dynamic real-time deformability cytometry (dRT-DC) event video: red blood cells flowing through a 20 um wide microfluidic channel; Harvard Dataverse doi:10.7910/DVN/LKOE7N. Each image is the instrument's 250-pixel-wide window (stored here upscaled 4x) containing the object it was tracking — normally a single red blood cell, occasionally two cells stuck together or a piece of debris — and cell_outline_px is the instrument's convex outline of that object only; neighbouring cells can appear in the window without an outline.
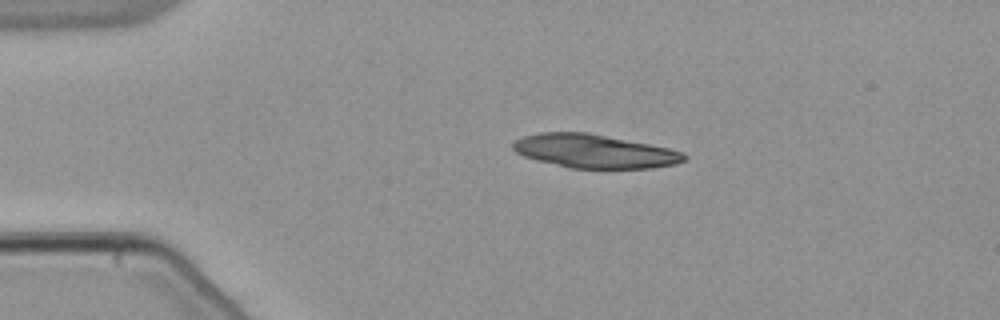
{"species": "common noctule bat (a hibernating species)", "species_latin": "Nyctalus noctula", "temperature_condition": "warm", "stored_images_in_passage": 51, "camera_frame_rate_fps": 3000, "um_per_image_px": 0.085, "animal": {"sex": "male", "body_mass_g": 21.5, "forearm_length_mm": 52.0}, "frame": {"image": 1, "passage_image": 10, "time_ms": 3.0, "image_size_px": [1000, 320], "cell_outline_px": [[688, 156], [684, 160], [676, 164], [652, 168], [568, 168], [536, 160], [524, 156], [516, 152], [512, 148], [512, 144], [516, 140], [524, 136], [540, 132], [588, 132], [668, 148], [684, 152]], "centroid_in_image_um": [50.51, 12.85], "position_along_channel_um": 34.5, "area_um2": 33.47}}
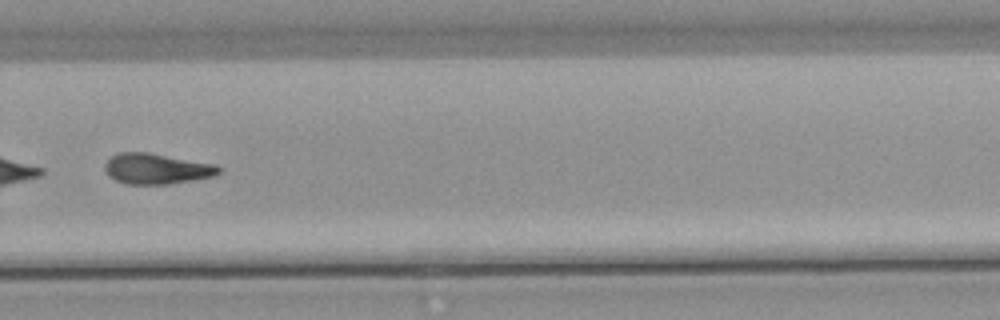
{"frame": {"image": 2, "passage_image": 36, "time_ms": 11.667, "image_size_px": [1000, 320], "cell_outline_px": [[220, 172], [212, 176], [192, 180], [168, 184], [128, 184], [116, 180], [108, 176], [104, 168], [104, 164], [112, 156], [120, 152], [148, 152], [216, 164], [220, 168]], "centroid_in_image_um": [13.29, 14.34], "position_along_channel_um": 316.5, "area_um2": 20.23}, "authors_computed_cell_mechanics": {"area_um2": 21.1548, "velocity_mm_per_s": 3.8555, "shape_relaxation_time_tau1_ms": 6.4658, "shape_relaxation_time_tau2_ms": null, "deformation_change_tau1": 0.1924, "deformation_change_tau2": null}}